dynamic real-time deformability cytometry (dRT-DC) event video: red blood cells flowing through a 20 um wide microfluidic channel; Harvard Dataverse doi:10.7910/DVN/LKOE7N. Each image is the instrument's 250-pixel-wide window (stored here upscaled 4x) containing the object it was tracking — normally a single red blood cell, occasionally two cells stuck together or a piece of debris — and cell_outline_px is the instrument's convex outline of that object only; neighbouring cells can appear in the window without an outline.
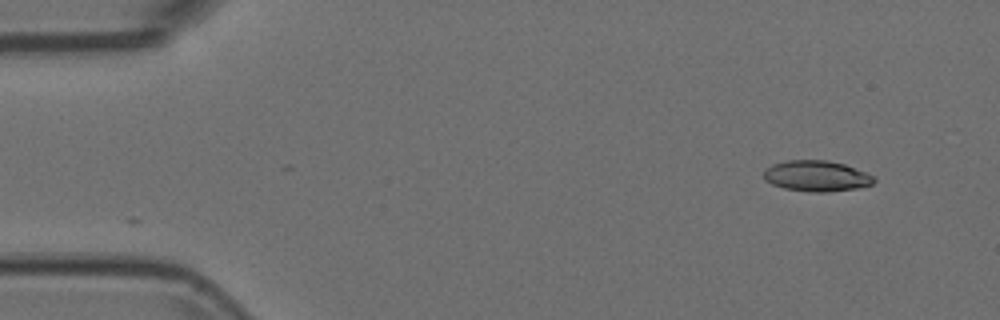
{"species": "Egyptian fruit bat (a non-hibernating species)", "species_latin": "Rousettus aegyptiacus", "temperature_condition": "room temperature", "stored_images_in_passage": 48, "camera_frame_rate_fps": 3000, "um_per_image_px": 0.085, "animal": {"sex": "female"}, "frame": {"image": 1, "passage_image": 1, "time_ms": 0.0, "image_size_px": [1000, 320], "cell_outline_px": [[876, 180], [872, 184], [856, 188], [828, 192], [808, 192], [784, 188], [772, 184], [764, 180], [764, 168], [772, 164], [788, 160], [828, 160], [844, 164], [864, 172], [872, 176]], "centroid_in_image_um": [69.36, 14.96], "position_along_channel_um": 15.6, "area_um2": 19.77}}
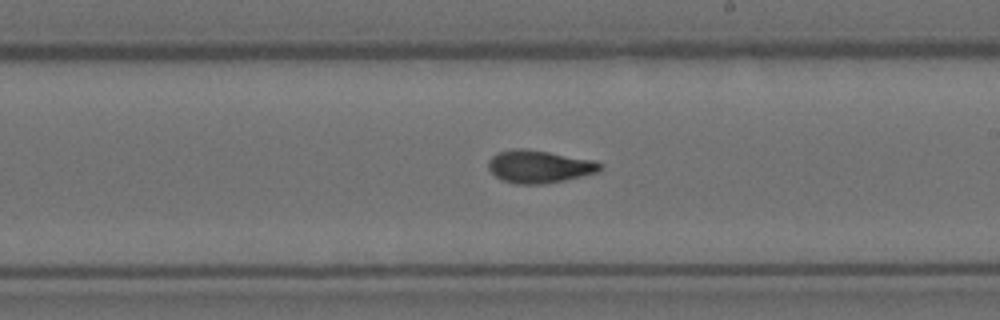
{"frame": {"image": 2, "passage_image": 27, "time_ms": 8.667, "image_size_px": [1000, 320], "cell_outline_px": [[604, 168], [600, 172], [564, 180], [544, 184], [516, 184], [500, 180], [488, 168], [488, 160], [492, 156], [500, 152], [520, 148], [524, 148], [596, 160], [604, 164]], "centroid_in_image_um": [45.89, 14.17], "position_along_channel_um": 243.1, "area_um2": 21.44}}
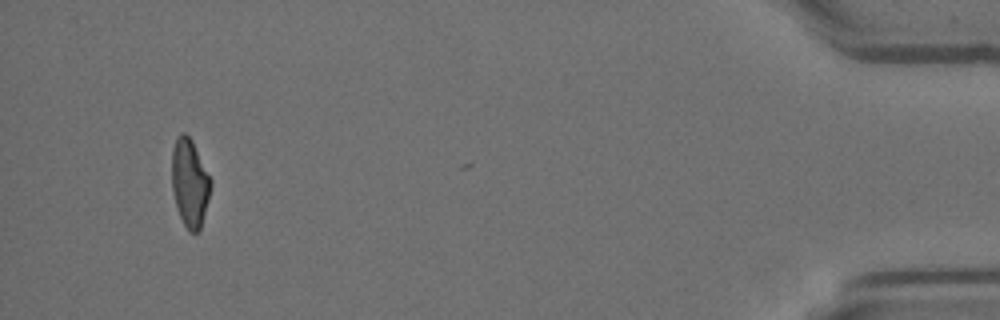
{"frame": {"image": 3, "passage_image": 47, "time_ms": 15.333, "image_size_px": [1000, 320], "cell_outline_px": [[212, 184], [200, 232], [188, 232], [180, 216], [176, 204], [172, 188], [172, 152], [176, 140], [180, 132], [184, 132], [192, 140], [212, 180]], "centroid_in_image_um": [16.14, 15.56], "position_along_channel_um": 419.1, "area_um2": 19.88}}